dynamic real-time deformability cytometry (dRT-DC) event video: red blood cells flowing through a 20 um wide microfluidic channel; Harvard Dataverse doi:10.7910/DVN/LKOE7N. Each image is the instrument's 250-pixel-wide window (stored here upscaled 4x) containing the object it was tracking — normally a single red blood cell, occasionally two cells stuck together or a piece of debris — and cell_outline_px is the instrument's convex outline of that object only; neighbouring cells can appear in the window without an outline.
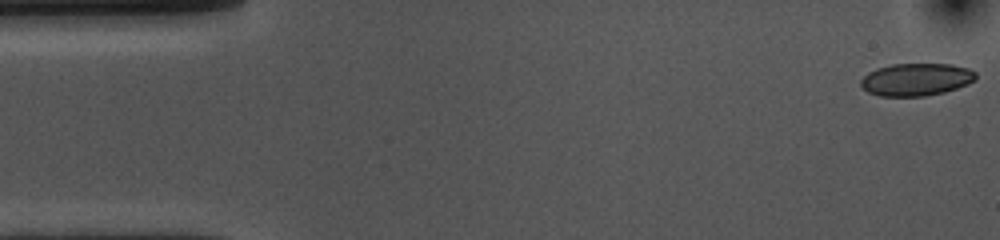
{"species": "common noctule bat (a hibernating species)", "species_latin": "Nyctalus noctula", "temperature_condition": "cold", "stored_images_in_passage": 54, "camera_frame_rate_fps": 3000, "um_per_image_px": 0.085, "animal": {"sex": "female", "body_mass_g": 10.0, "forearm_length_mm": 53.1}, "frame": {"image": 1, "passage_image": 1, "time_ms": 0.0, "image_size_px": [1000, 240], "cell_outline_px": [[976, 80], [968, 84], [944, 92], [924, 96], [880, 96], [868, 92], [860, 84], [860, 80], [868, 72], [876, 68], [892, 64], [952, 64], [968, 68], [976, 72]], "centroid_in_image_um": [77.88, 6.75], "position_along_channel_um": 7.1, "area_um2": 21.85}}
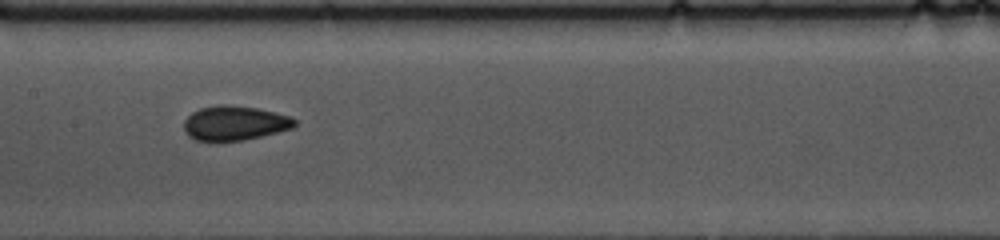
{"frame": {"image": 2, "passage_image": 25, "time_ms": 8.0, "image_size_px": [1000, 240], "cell_outline_px": [[296, 124], [292, 128], [244, 140], [196, 140], [188, 136], [184, 128], [184, 120], [192, 112], [200, 108], [224, 104], [228, 104], [256, 108], [288, 116], [296, 120]], "centroid_in_image_um": [19.91, 10.45], "position_along_channel_um": 187.5, "area_um2": 21.85}}
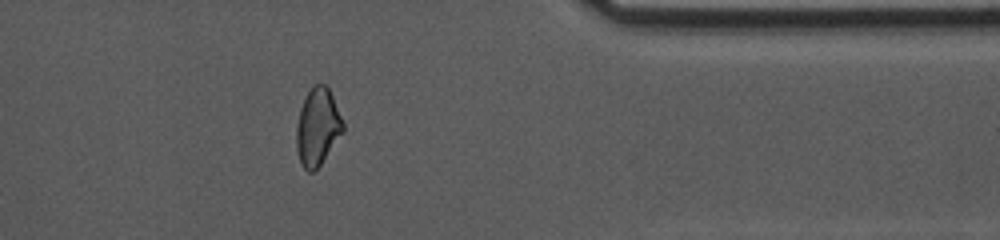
{"frame": {"image": 3, "passage_image": 43, "time_ms": 14.0, "image_size_px": [1000, 240], "cell_outline_px": [[344, 132], [320, 164], [312, 172], [308, 172], [300, 164], [296, 148], [296, 128], [300, 108], [304, 96], [312, 84], [324, 84], [328, 88], [332, 96], [344, 124]], "centroid_in_image_um": [26.97, 10.78], "position_along_channel_um": 384.4, "area_um2": 21.04}, "authors_computed_cell_mechanics": {"area_um2": 22.1085, "velocity_mm_per_s": 3.627, "shape_relaxation_time_tau1_ms": 6.2241, "shape_relaxation_time_tau2_ms": 1.9529, "deformation_change_tau1": 0.1129, "deformation_change_tau2": 0.0484}}